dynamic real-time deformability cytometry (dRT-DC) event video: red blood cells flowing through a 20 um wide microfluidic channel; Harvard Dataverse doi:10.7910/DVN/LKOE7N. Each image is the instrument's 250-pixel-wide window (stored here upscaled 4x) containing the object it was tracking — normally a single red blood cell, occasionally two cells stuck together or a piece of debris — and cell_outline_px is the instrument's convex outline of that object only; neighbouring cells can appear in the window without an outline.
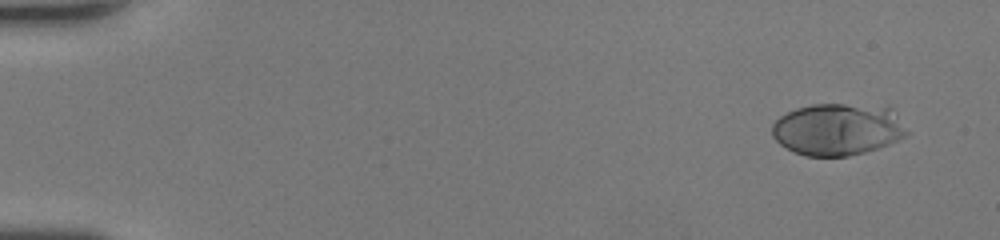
{"species": "human", "species_latin": "Homo sapiens", "temperature_condition": "room temperature", "stored_images_in_passage": 47, "camera_frame_rate_fps": 3000, "um_per_image_px": 0.085, "donor": {"sex": "female"}, "frame": {"image": 1, "passage_image": 1, "time_ms": 0.0, "image_size_px": [1000, 240], "cell_outline_px": [[912, 132], [888, 144], [864, 152], [848, 156], [804, 156], [780, 144], [772, 136], [772, 124], [780, 116], [796, 108], [812, 104], [844, 104], [892, 108], [896, 112]], "centroid_in_image_um": [71.23, 10.99], "position_along_channel_um": 13.8, "area_um2": 40.86}}
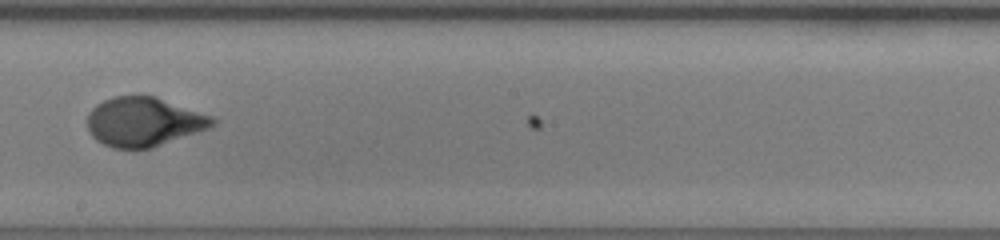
{"frame": {"image": 2, "passage_image": 27, "time_ms": 8.667, "image_size_px": [1000, 240], "cell_outline_px": [[216, 124], [208, 128], [152, 148], [116, 148], [104, 144], [96, 140], [88, 132], [88, 112], [96, 104], [112, 96], [140, 92], [156, 96], [212, 116], [216, 120]], "centroid_in_image_um": [12.19, 10.3], "position_along_channel_um": 236.0, "area_um2": 36.36}}
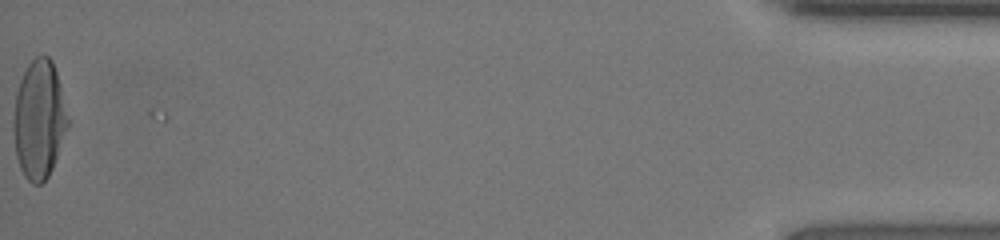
{"frame": {"image": 3, "passage_image": 47, "time_ms": 15.333, "image_size_px": [1000, 240], "cell_outline_px": [[68, 124], [52, 168], [48, 176], [40, 184], [32, 184], [24, 176], [20, 168], [16, 156], [12, 128], [16, 92], [20, 80], [28, 64], [36, 56], [48, 56], [52, 60], [60, 84], [68, 116]], "centroid_in_image_um": [3.3, 10.16], "position_along_channel_um": 431.9, "area_um2": 37.28}, "authors_computed_cell_mechanics": {"area_um2": 36.703, "velocity_mm_per_s": 4.3244, "shape_relaxation_time_tau1_ms": 4.3584, "shape_relaxation_time_tau2_ms": null, "deformation_change_tau1": 0.2671, "deformation_change_tau2": null}}